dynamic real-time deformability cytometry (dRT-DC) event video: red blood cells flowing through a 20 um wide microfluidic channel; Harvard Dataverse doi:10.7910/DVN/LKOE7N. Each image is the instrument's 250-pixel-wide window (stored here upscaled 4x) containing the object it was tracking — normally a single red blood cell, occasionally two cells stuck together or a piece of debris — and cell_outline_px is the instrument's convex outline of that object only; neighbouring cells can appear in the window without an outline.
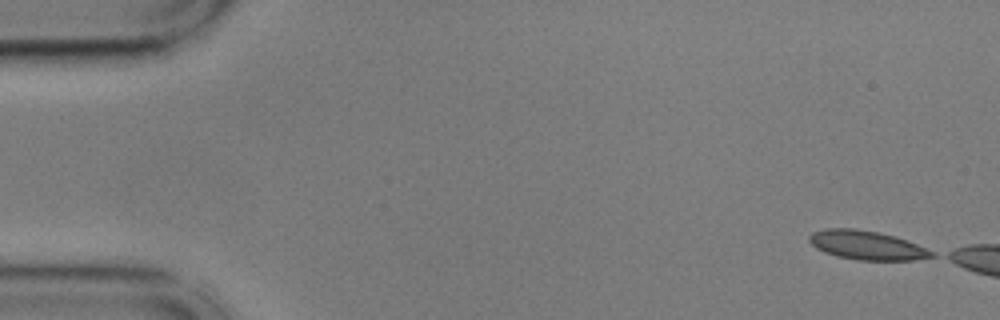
{"species": "common noctule bat (a hibernating species)", "species_latin": "Nyctalus noctula", "temperature_condition": "cold", "stored_images_in_passage": 5, "camera_frame_rate_fps": 3000, "um_per_image_px": 0.085, "animal": {"sex": "male", "body_mass_g": 17.9, "forearm_length_mm": 54.2}, "frame": {"image": 1, "passage_image": 1, "time_ms": 0.0, "image_size_px": [1000, 320], "cell_outline_px": [[936, 256], [916, 260], [856, 260], [836, 256], [824, 252], [816, 248], [808, 240], [808, 236], [812, 232], [824, 228], [856, 228], [880, 232], [896, 236], [908, 240], [936, 252]], "centroid_in_image_um": [73.7, 20.84], "position_along_channel_um": 11.3, "area_um2": 21.1}}